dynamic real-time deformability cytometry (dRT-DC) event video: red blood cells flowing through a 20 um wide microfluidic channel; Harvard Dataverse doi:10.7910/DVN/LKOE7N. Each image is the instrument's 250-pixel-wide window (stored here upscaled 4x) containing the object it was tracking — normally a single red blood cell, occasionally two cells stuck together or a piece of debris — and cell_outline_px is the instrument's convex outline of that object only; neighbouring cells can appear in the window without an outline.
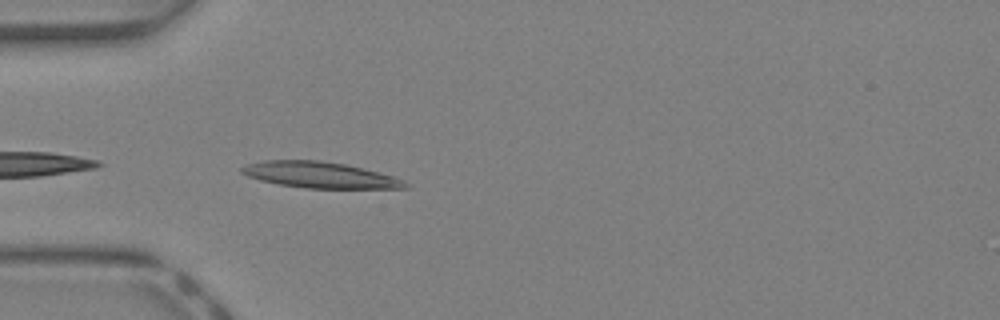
{"species": "Egyptian fruit bat (a non-hibernating species)", "species_latin": "Rousettus aegyptiacus", "temperature_condition": "warm", "stored_images_in_passage": 5, "camera_frame_rate_fps": 3000, "um_per_image_px": 0.085, "animal": {"sex": "female"}, "frame": {"image": 1, "passage_image": 1, "time_ms": 0.0, "image_size_px": [1000, 320], "cell_outline_px": [[408, 188], [308, 188], [280, 184], [260, 180], [248, 176], [240, 172], [240, 168], [248, 164], [264, 160], [320, 160], [344, 164], [392, 176], [404, 180], [408, 184]], "centroid_in_image_um": [27.16, 14.87], "position_along_channel_um": 57.8, "area_um2": 24.45}}